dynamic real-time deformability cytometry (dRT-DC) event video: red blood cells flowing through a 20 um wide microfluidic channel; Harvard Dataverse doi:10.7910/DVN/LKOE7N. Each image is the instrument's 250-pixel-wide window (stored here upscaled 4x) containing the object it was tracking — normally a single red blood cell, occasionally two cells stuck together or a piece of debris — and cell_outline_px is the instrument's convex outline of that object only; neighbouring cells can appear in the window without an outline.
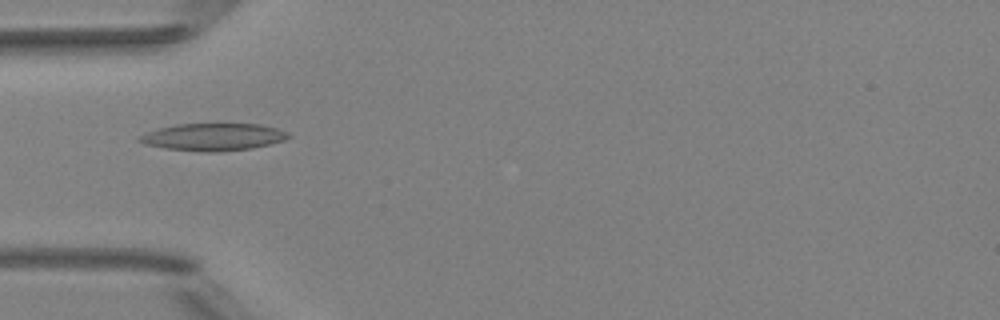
{"species": "Egyptian fruit bat (a non-hibernating species)", "species_latin": "Rousettus aegyptiacus", "temperature_condition": "room temperature", "stored_images_in_passage": 4, "camera_frame_rate_fps": 3000, "um_per_image_px": 0.085, "animal": {"sex": "female"}, "frame": {"image": 1, "passage_image": 4, "time_ms": 4.0, "image_size_px": [1000, 320], "cell_outline_px": [[292, 136], [284, 140], [272, 144], [252, 148], [216, 152], [208, 152], [164, 148], [144, 144], [136, 140], [140, 136], [148, 132], [160, 128], [176, 124], [260, 124], [276, 128], [288, 132]], "centroid_in_image_um": [18.15, 11.64], "position_along_channel_um": 66.8, "area_um2": 23.64}}